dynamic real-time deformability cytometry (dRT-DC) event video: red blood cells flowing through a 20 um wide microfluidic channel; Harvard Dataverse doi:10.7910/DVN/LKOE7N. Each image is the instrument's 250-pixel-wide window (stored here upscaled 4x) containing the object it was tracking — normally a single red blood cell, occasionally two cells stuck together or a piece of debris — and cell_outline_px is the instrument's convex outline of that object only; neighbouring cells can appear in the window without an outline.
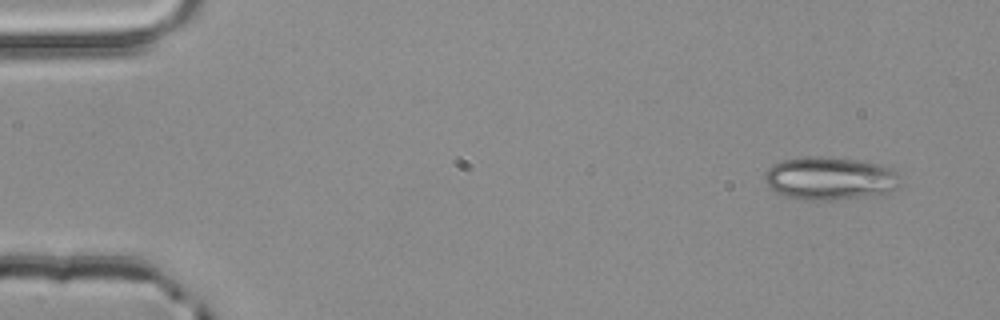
{"species": "common noctule bat (a hibernating species)", "species_latin": "Nyctalus noctula", "temperature_condition": "room temperature", "stored_images_in_passage": 4, "camera_frame_rate_fps": 3000, "um_per_image_px": 0.085, "animal": {"sex": "male", "body_mass_g": 20.4}, "frame": {"image": 1, "passage_image": 1, "time_ms": 0.0, "image_size_px": [1000, 320], "cell_outline_px": [[896, 188], [884, 192], [832, 200], [804, 200], [784, 196], [776, 192], [764, 180], [764, 172], [772, 164], [784, 160], [804, 156], [828, 156], [856, 160], [880, 164], [892, 168], [896, 172]], "centroid_in_image_um": [70.44, 15.13], "position_along_channel_um": 14.6, "area_um2": 33.52}}